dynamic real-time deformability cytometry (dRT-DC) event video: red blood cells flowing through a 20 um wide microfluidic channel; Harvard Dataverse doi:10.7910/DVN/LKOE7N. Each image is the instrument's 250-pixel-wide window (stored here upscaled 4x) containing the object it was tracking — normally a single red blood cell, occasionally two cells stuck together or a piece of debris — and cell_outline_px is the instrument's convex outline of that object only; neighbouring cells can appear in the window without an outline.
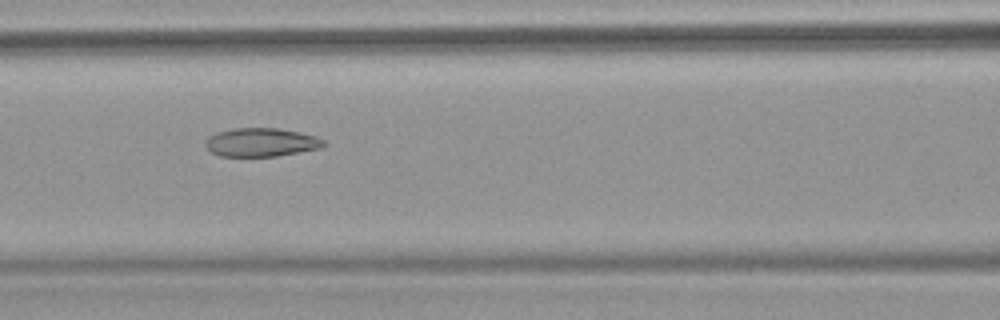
{"species": "common noctule bat (a hibernating species)", "species_latin": "Nyctalus noctula", "temperature_condition": "warm", "stored_images_in_passage": 8, "camera_frame_rate_fps": 3000, "um_per_image_px": 0.085, "animal": {"sex": "female", "body_mass_g": 18.4}, "frame": {"image": 1, "passage_image": 7, "time_ms": 7.333, "image_size_px": [1000, 320], "cell_outline_px": [[324, 144], [320, 148], [276, 156], [220, 156], [212, 152], [204, 144], [208, 136], [216, 132], [236, 128], [276, 128], [300, 132], [316, 136], [324, 140]], "centroid_in_image_um": [22.18, 12.09], "position_along_channel_um": 144.4, "area_um2": 19.54}}
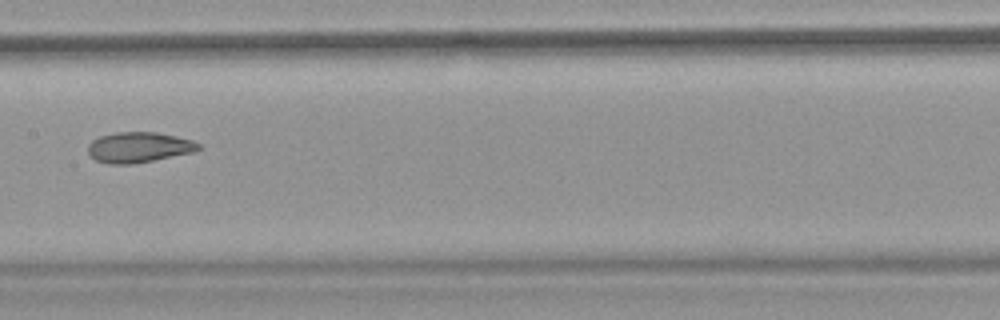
{"frame": {"image": 2, "passage_image": 8, "time_ms": 8.667, "image_size_px": [1000, 320], "cell_outline_px": [[200, 148], [192, 152], [132, 164], [108, 164], [96, 160], [88, 152], [88, 144], [92, 140], [100, 136], [116, 132], [156, 132], [176, 136], [192, 140], [200, 144]], "centroid_in_image_um": [11.77, 12.51], "position_along_channel_um": 195.6, "area_um2": 19.42}}